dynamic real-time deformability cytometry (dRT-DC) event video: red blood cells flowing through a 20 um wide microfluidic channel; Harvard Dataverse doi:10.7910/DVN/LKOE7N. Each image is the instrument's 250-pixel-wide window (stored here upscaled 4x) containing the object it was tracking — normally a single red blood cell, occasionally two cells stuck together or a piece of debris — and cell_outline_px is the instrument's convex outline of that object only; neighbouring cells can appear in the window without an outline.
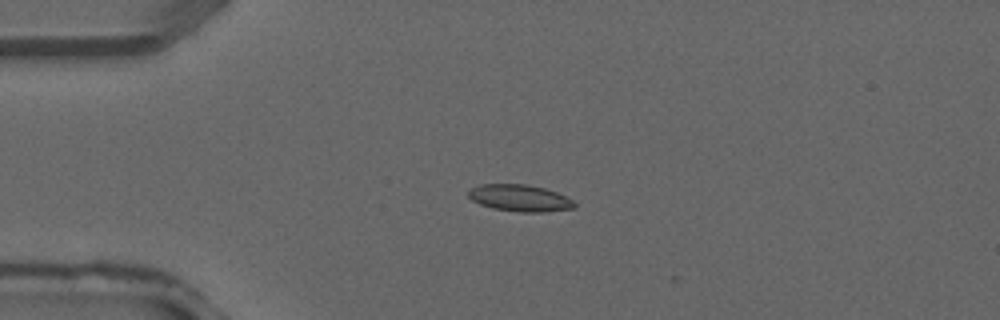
{"species": "common noctule bat (a hibernating species)", "species_latin": "Nyctalus noctula", "temperature_condition": "warm", "stored_images_in_passage": 12, "camera_frame_rate_fps": 3000, "um_per_image_px": 0.085, "animal": {"sex": "male", "forearm_length_mm": 52.5}, "frame": {"image": 1, "passage_image": 10, "time_ms": 3.0, "image_size_px": [1000, 320], "cell_outline_px": [[576, 208], [544, 212], [520, 212], [492, 208], [480, 204], [472, 200], [468, 196], [468, 192], [472, 188], [480, 184], [528, 184], [544, 188], [556, 192], [572, 200], [576, 204]], "centroid_in_image_um": [44.19, 16.83], "position_along_channel_um": 40.8, "area_um2": 16.53}}